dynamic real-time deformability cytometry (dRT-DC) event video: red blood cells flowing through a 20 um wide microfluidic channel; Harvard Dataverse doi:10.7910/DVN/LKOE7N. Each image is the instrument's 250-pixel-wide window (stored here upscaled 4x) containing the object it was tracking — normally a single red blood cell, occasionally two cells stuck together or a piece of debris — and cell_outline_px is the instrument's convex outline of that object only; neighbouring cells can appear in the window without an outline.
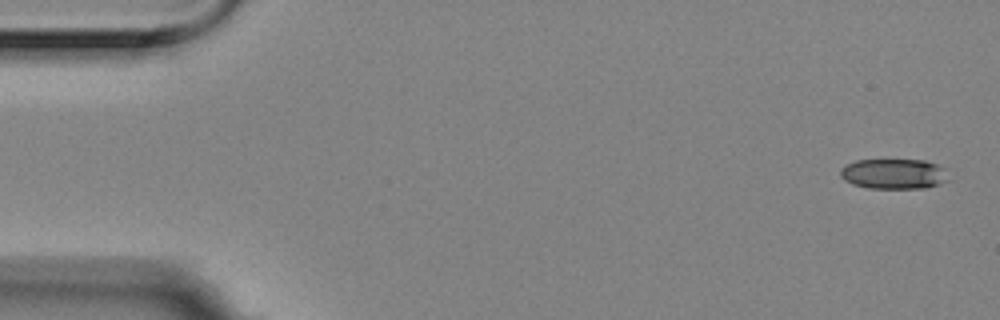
{"species": "Egyptian fruit bat (a non-hibernating species)", "species_latin": "Rousettus aegyptiacus", "temperature_condition": "room temperature", "stored_images_in_passage": 5, "camera_frame_rate_fps": 3000, "um_per_image_px": 0.085, "animal": {"sex": "female"}, "frame": {"image": 1, "passage_image": 1, "time_ms": 0.0, "image_size_px": [1000, 320], "cell_outline_px": [[952, 180], [940, 184], [924, 188], [868, 188], [852, 184], [844, 180], [840, 176], [840, 168], [856, 160], [924, 160], [936, 164], [944, 168]], "centroid_in_image_um": [76.01, 14.78], "position_along_channel_um": 9.0, "area_um2": 19.25}}
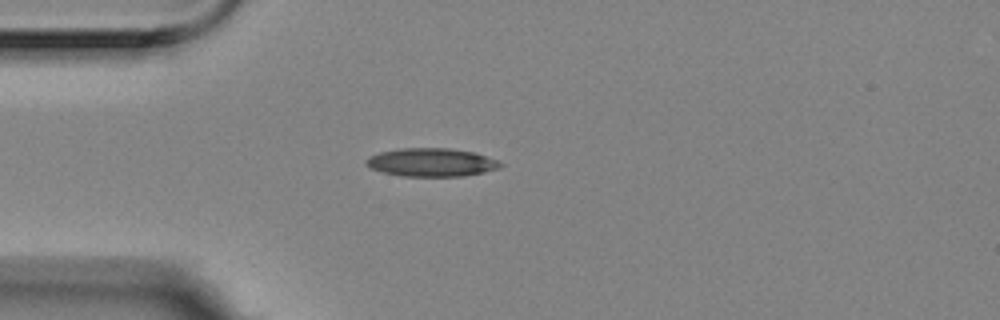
{"frame": {"image": 2, "passage_image": 4, "time_ms": 1.0, "image_size_px": [1000, 320], "cell_outline_px": [[504, 164], [500, 168], [484, 172], [464, 176], [404, 176], [384, 172], [372, 168], [364, 164], [364, 160], [368, 156], [380, 152], [400, 148], [448, 148], [476, 152], [496, 160]], "centroid_in_image_um": [36.67, 13.79], "position_along_channel_um": 48.3, "area_um2": 22.2}}